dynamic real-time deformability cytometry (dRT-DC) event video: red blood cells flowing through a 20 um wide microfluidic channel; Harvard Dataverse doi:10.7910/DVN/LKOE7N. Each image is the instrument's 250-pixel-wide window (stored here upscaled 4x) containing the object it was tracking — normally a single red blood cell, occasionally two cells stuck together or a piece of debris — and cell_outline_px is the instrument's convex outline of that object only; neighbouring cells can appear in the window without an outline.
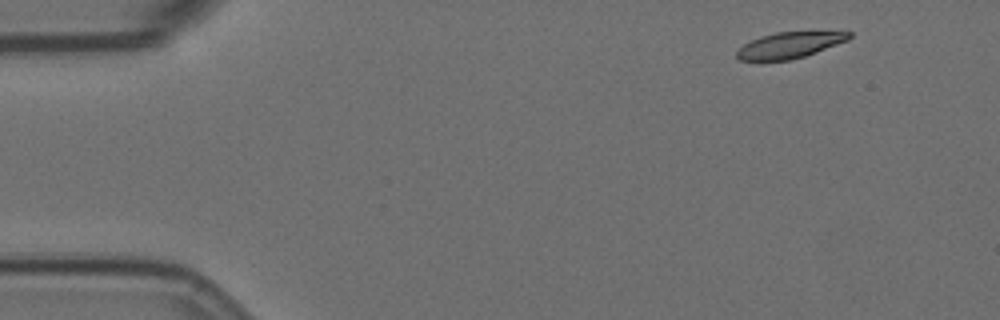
{"species": "Egyptian fruit bat (a non-hibernating species)", "species_latin": "Rousettus aegyptiacus", "temperature_condition": "room temperature", "stored_images_in_passage": 4, "camera_frame_rate_fps": 3000, "um_per_image_px": 0.085, "animal": {"sex": "female"}, "frame": {"image": 1, "passage_image": 1, "time_ms": 0.0, "image_size_px": [1000, 320], "cell_outline_px": [[852, 36], [848, 40], [816, 52], [792, 60], [740, 60], [736, 56], [736, 52], [744, 44], [760, 36], [776, 32], [852, 32]], "centroid_in_image_um": [67.11, 3.84], "position_along_channel_um": 17.9, "area_um2": 16.76}}
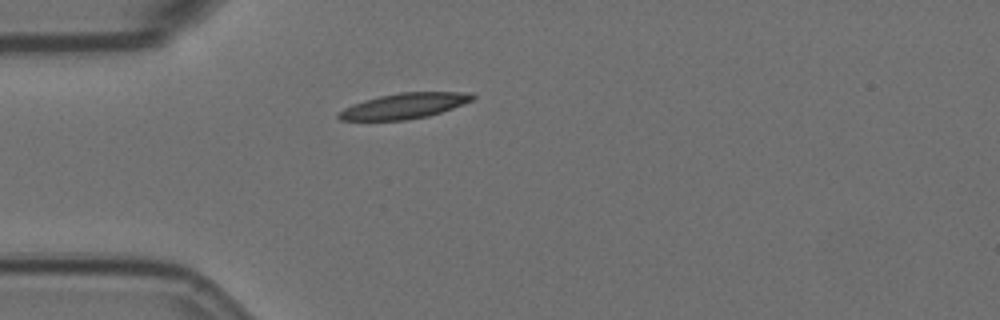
{"frame": {"image": 2, "passage_image": 4, "time_ms": 3.333, "image_size_px": [1000, 320], "cell_outline_px": [[476, 96], [472, 100], [464, 104], [428, 116], [408, 120], [340, 120], [336, 116], [344, 108], [352, 104], [364, 100], [380, 96], [400, 92], [472, 92]], "centroid_in_image_um": [34.38, 8.99], "position_along_channel_um": 50.6, "area_um2": 19.83}}